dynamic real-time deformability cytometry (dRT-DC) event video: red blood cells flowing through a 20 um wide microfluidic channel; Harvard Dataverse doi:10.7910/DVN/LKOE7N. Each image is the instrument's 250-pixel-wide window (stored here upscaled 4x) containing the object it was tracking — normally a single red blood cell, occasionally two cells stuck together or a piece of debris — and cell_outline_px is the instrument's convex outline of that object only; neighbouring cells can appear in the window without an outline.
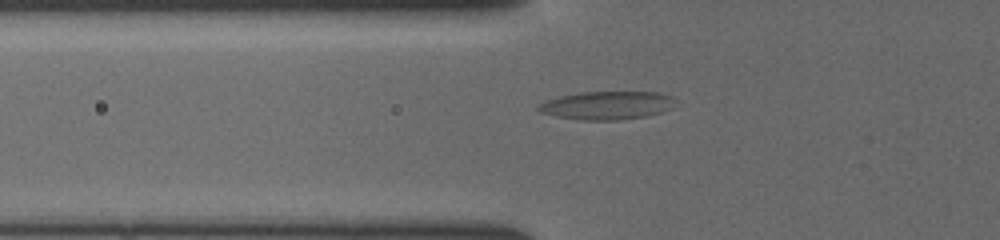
{"species": "common noctule bat (a hibernating species)", "species_latin": "Nyctalus noctula", "temperature_condition": "cold", "stored_images_in_passage": 36, "camera_frame_rate_fps": 3000, "um_per_image_px": 0.085, "animal": {"sex": "female", "body_mass_g": 19.5, "forearm_length_mm": 54.1}, "frame": {"image": 1, "passage_image": 5, "time_ms": 1.333, "image_size_px": [1000, 240], "cell_outline_px": [[676, 100], [672, 108], [660, 112], [644, 116], [616, 120], [584, 120], [556, 116], [540, 112], [536, 108], [540, 104], [548, 100], [560, 96], [580, 92], [656, 92], [672, 96]], "centroid_in_image_um": [51.61, 8.95], "position_along_channel_um": 74.2, "area_um2": 22.31}}
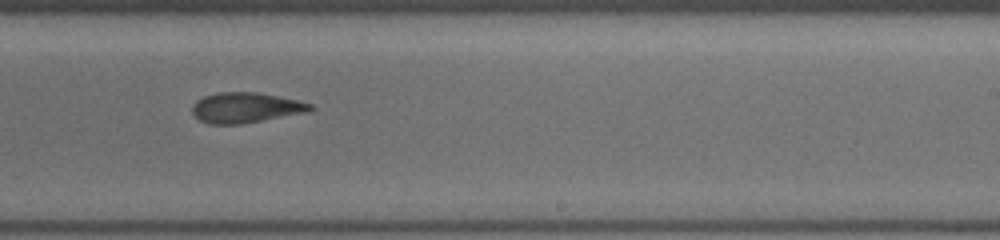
{"frame": {"image": 2, "passage_image": 19, "time_ms": 6.0, "image_size_px": [1000, 240], "cell_outline_px": [[316, 108], [308, 112], [240, 124], [208, 124], [200, 120], [192, 112], [192, 104], [196, 100], [204, 96], [216, 92], [256, 92], [300, 100], [312, 104]], "centroid_in_image_um": [20.89, 9.14], "position_along_channel_um": 268.1, "area_um2": 20.98}}
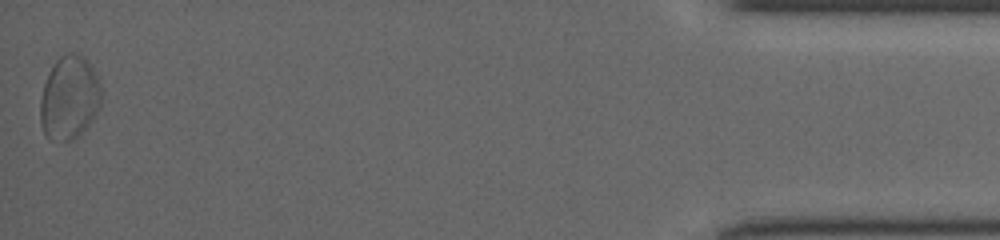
{"frame": {"image": 3, "passage_image": 36, "time_ms": 11.667, "image_size_px": [1000, 240], "cell_outline_px": [[100, 104], [92, 120], [76, 136], [68, 140], [64, 140], [48, 136], [44, 132], [40, 124], [40, 100], [44, 84], [52, 64], [60, 56], [68, 52], [76, 52], [84, 56], [92, 68], [100, 84]], "centroid_in_image_um": [5.87, 8.24], "position_along_channel_um": 429.3, "area_um2": 29.19}}